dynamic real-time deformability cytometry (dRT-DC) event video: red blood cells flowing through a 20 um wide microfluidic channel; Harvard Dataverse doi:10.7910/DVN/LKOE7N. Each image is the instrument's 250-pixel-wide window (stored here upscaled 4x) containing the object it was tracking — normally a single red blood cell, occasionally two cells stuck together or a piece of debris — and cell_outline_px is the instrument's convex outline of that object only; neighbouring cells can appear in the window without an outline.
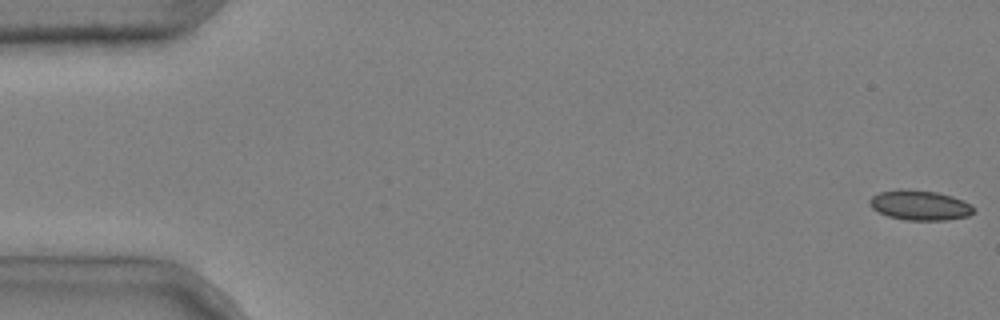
{"species": "common noctule bat (a hibernating species)", "species_latin": "Nyctalus noctula", "temperature_condition": "cold", "stored_images_in_passage": 6, "camera_frame_rate_fps": 3000, "um_per_image_px": 0.085, "animal": {"sex": "male", "body_mass_g": 20.4}, "frame": {"image": 1, "passage_image": 1, "time_ms": 0.0, "image_size_px": [1000, 320], "cell_outline_px": [[976, 212], [968, 216], [948, 220], [904, 220], [888, 216], [872, 208], [868, 204], [868, 200], [872, 196], [880, 192], [900, 188], [908, 188], [936, 192], [952, 196], [964, 200], [972, 204], [976, 208]], "centroid_in_image_um": [78.22, 17.43], "position_along_channel_um": 6.8, "area_um2": 18.55}}